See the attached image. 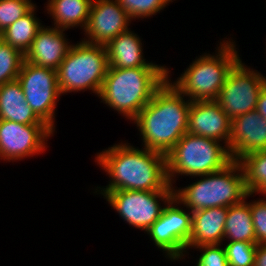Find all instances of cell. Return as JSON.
<instances>
[{
	"instance_id": "1",
	"label": "cell",
	"mask_w": 266,
	"mask_h": 266,
	"mask_svg": "<svg viewBox=\"0 0 266 266\" xmlns=\"http://www.w3.org/2000/svg\"><path fill=\"white\" fill-rule=\"evenodd\" d=\"M99 167L110 181L96 191L165 190L169 185L166 155L147 148L134 147L130 143H118L95 156Z\"/></svg>"
},
{
	"instance_id": "2",
	"label": "cell",
	"mask_w": 266,
	"mask_h": 266,
	"mask_svg": "<svg viewBox=\"0 0 266 266\" xmlns=\"http://www.w3.org/2000/svg\"><path fill=\"white\" fill-rule=\"evenodd\" d=\"M170 72L167 69L166 81L133 120L142 136L143 147L164 155L187 133L191 104L172 84Z\"/></svg>"
},
{
	"instance_id": "3",
	"label": "cell",
	"mask_w": 266,
	"mask_h": 266,
	"mask_svg": "<svg viewBox=\"0 0 266 266\" xmlns=\"http://www.w3.org/2000/svg\"><path fill=\"white\" fill-rule=\"evenodd\" d=\"M167 67L108 68L98 97L133 121L167 79Z\"/></svg>"
},
{
	"instance_id": "4",
	"label": "cell",
	"mask_w": 266,
	"mask_h": 266,
	"mask_svg": "<svg viewBox=\"0 0 266 266\" xmlns=\"http://www.w3.org/2000/svg\"><path fill=\"white\" fill-rule=\"evenodd\" d=\"M184 188H174V197L191 212L238 204L249 193L240 161H232L223 169L199 176ZM178 188V189H177Z\"/></svg>"
},
{
	"instance_id": "5",
	"label": "cell",
	"mask_w": 266,
	"mask_h": 266,
	"mask_svg": "<svg viewBox=\"0 0 266 266\" xmlns=\"http://www.w3.org/2000/svg\"><path fill=\"white\" fill-rule=\"evenodd\" d=\"M235 41H220L216 55L197 57L172 84L189 101L217 100L229 72L242 59Z\"/></svg>"
},
{
	"instance_id": "6",
	"label": "cell",
	"mask_w": 266,
	"mask_h": 266,
	"mask_svg": "<svg viewBox=\"0 0 266 266\" xmlns=\"http://www.w3.org/2000/svg\"><path fill=\"white\" fill-rule=\"evenodd\" d=\"M232 161L228 147L221 142L187 132L166 154L168 181L173 187L179 175L196 178L219 171Z\"/></svg>"
},
{
	"instance_id": "7",
	"label": "cell",
	"mask_w": 266,
	"mask_h": 266,
	"mask_svg": "<svg viewBox=\"0 0 266 266\" xmlns=\"http://www.w3.org/2000/svg\"><path fill=\"white\" fill-rule=\"evenodd\" d=\"M109 68L107 51L103 45L81 41L72 44L57 70L61 94L91 90L99 95Z\"/></svg>"
},
{
	"instance_id": "8",
	"label": "cell",
	"mask_w": 266,
	"mask_h": 266,
	"mask_svg": "<svg viewBox=\"0 0 266 266\" xmlns=\"http://www.w3.org/2000/svg\"><path fill=\"white\" fill-rule=\"evenodd\" d=\"M93 193L103 195L127 224L146 232L174 197V187L169 185L165 190L154 191L115 190ZM159 201L165 203L163 207Z\"/></svg>"
},
{
	"instance_id": "9",
	"label": "cell",
	"mask_w": 266,
	"mask_h": 266,
	"mask_svg": "<svg viewBox=\"0 0 266 266\" xmlns=\"http://www.w3.org/2000/svg\"><path fill=\"white\" fill-rule=\"evenodd\" d=\"M17 80L28 105L55 131V110L61 96L57 71L24 60Z\"/></svg>"
},
{
	"instance_id": "10",
	"label": "cell",
	"mask_w": 266,
	"mask_h": 266,
	"mask_svg": "<svg viewBox=\"0 0 266 266\" xmlns=\"http://www.w3.org/2000/svg\"><path fill=\"white\" fill-rule=\"evenodd\" d=\"M179 205L180 202L173 197L164 206L161 216L146 231L153 244L172 261L181 260L186 256V247L192 231V213L181 206L178 207Z\"/></svg>"
},
{
	"instance_id": "11",
	"label": "cell",
	"mask_w": 266,
	"mask_h": 266,
	"mask_svg": "<svg viewBox=\"0 0 266 266\" xmlns=\"http://www.w3.org/2000/svg\"><path fill=\"white\" fill-rule=\"evenodd\" d=\"M265 85L266 77L259 71L250 69L240 60L229 72L216 101L233 120L237 116L256 110L257 100Z\"/></svg>"
},
{
	"instance_id": "12",
	"label": "cell",
	"mask_w": 266,
	"mask_h": 266,
	"mask_svg": "<svg viewBox=\"0 0 266 266\" xmlns=\"http://www.w3.org/2000/svg\"><path fill=\"white\" fill-rule=\"evenodd\" d=\"M52 135L54 130L47 124L0 120V160L15 162L39 155L47 149L46 142Z\"/></svg>"
},
{
	"instance_id": "13",
	"label": "cell",
	"mask_w": 266,
	"mask_h": 266,
	"mask_svg": "<svg viewBox=\"0 0 266 266\" xmlns=\"http://www.w3.org/2000/svg\"><path fill=\"white\" fill-rule=\"evenodd\" d=\"M130 16L117 0H93L88 24L82 41L106 46L112 39L128 30Z\"/></svg>"
},
{
	"instance_id": "14",
	"label": "cell",
	"mask_w": 266,
	"mask_h": 266,
	"mask_svg": "<svg viewBox=\"0 0 266 266\" xmlns=\"http://www.w3.org/2000/svg\"><path fill=\"white\" fill-rule=\"evenodd\" d=\"M232 120L216 100L191 101L187 132L229 146ZM224 141V142H223Z\"/></svg>"
},
{
	"instance_id": "15",
	"label": "cell",
	"mask_w": 266,
	"mask_h": 266,
	"mask_svg": "<svg viewBox=\"0 0 266 266\" xmlns=\"http://www.w3.org/2000/svg\"><path fill=\"white\" fill-rule=\"evenodd\" d=\"M228 150L234 161H240L249 153L266 150V119L257 110L232 120Z\"/></svg>"
},
{
	"instance_id": "16",
	"label": "cell",
	"mask_w": 266,
	"mask_h": 266,
	"mask_svg": "<svg viewBox=\"0 0 266 266\" xmlns=\"http://www.w3.org/2000/svg\"><path fill=\"white\" fill-rule=\"evenodd\" d=\"M64 31L53 26H42L24 54V60L57 71L72 46Z\"/></svg>"
},
{
	"instance_id": "17",
	"label": "cell",
	"mask_w": 266,
	"mask_h": 266,
	"mask_svg": "<svg viewBox=\"0 0 266 266\" xmlns=\"http://www.w3.org/2000/svg\"><path fill=\"white\" fill-rule=\"evenodd\" d=\"M227 207H213L192 213V231L186 247L191 249L201 245L223 244Z\"/></svg>"
},
{
	"instance_id": "18",
	"label": "cell",
	"mask_w": 266,
	"mask_h": 266,
	"mask_svg": "<svg viewBox=\"0 0 266 266\" xmlns=\"http://www.w3.org/2000/svg\"><path fill=\"white\" fill-rule=\"evenodd\" d=\"M141 41L130 28L112 39L105 46L109 68L167 67L146 61Z\"/></svg>"
},
{
	"instance_id": "19",
	"label": "cell",
	"mask_w": 266,
	"mask_h": 266,
	"mask_svg": "<svg viewBox=\"0 0 266 266\" xmlns=\"http://www.w3.org/2000/svg\"><path fill=\"white\" fill-rule=\"evenodd\" d=\"M0 120H9L25 125L46 124L26 102L18 80L0 86Z\"/></svg>"
},
{
	"instance_id": "20",
	"label": "cell",
	"mask_w": 266,
	"mask_h": 266,
	"mask_svg": "<svg viewBox=\"0 0 266 266\" xmlns=\"http://www.w3.org/2000/svg\"><path fill=\"white\" fill-rule=\"evenodd\" d=\"M93 0H48L47 13L52 16L53 25L68 30L81 27L85 30Z\"/></svg>"
},
{
	"instance_id": "21",
	"label": "cell",
	"mask_w": 266,
	"mask_h": 266,
	"mask_svg": "<svg viewBox=\"0 0 266 266\" xmlns=\"http://www.w3.org/2000/svg\"><path fill=\"white\" fill-rule=\"evenodd\" d=\"M252 195L248 193L243 201L228 207L223 241L228 239V241L256 242L250 202L245 201Z\"/></svg>"
},
{
	"instance_id": "22",
	"label": "cell",
	"mask_w": 266,
	"mask_h": 266,
	"mask_svg": "<svg viewBox=\"0 0 266 266\" xmlns=\"http://www.w3.org/2000/svg\"><path fill=\"white\" fill-rule=\"evenodd\" d=\"M36 7L35 5L28 13L0 33L2 40L19 49L23 54L30 48L38 30L43 26L39 18L34 16Z\"/></svg>"
},
{
	"instance_id": "23",
	"label": "cell",
	"mask_w": 266,
	"mask_h": 266,
	"mask_svg": "<svg viewBox=\"0 0 266 266\" xmlns=\"http://www.w3.org/2000/svg\"><path fill=\"white\" fill-rule=\"evenodd\" d=\"M240 162L248 192L266 195V150L249 153Z\"/></svg>"
},
{
	"instance_id": "24",
	"label": "cell",
	"mask_w": 266,
	"mask_h": 266,
	"mask_svg": "<svg viewBox=\"0 0 266 266\" xmlns=\"http://www.w3.org/2000/svg\"><path fill=\"white\" fill-rule=\"evenodd\" d=\"M24 54L0 38V86L17 80Z\"/></svg>"
},
{
	"instance_id": "25",
	"label": "cell",
	"mask_w": 266,
	"mask_h": 266,
	"mask_svg": "<svg viewBox=\"0 0 266 266\" xmlns=\"http://www.w3.org/2000/svg\"><path fill=\"white\" fill-rule=\"evenodd\" d=\"M256 242L229 241L224 246L228 266H254Z\"/></svg>"
},
{
	"instance_id": "26",
	"label": "cell",
	"mask_w": 266,
	"mask_h": 266,
	"mask_svg": "<svg viewBox=\"0 0 266 266\" xmlns=\"http://www.w3.org/2000/svg\"><path fill=\"white\" fill-rule=\"evenodd\" d=\"M131 20L149 18L160 13L173 0H117ZM175 1V0H174Z\"/></svg>"
},
{
	"instance_id": "27",
	"label": "cell",
	"mask_w": 266,
	"mask_h": 266,
	"mask_svg": "<svg viewBox=\"0 0 266 266\" xmlns=\"http://www.w3.org/2000/svg\"><path fill=\"white\" fill-rule=\"evenodd\" d=\"M34 6L32 0H0V33Z\"/></svg>"
},
{
	"instance_id": "28",
	"label": "cell",
	"mask_w": 266,
	"mask_h": 266,
	"mask_svg": "<svg viewBox=\"0 0 266 266\" xmlns=\"http://www.w3.org/2000/svg\"><path fill=\"white\" fill-rule=\"evenodd\" d=\"M202 253L196 260V266H228L226 253L221 244H210L193 247Z\"/></svg>"
},
{
	"instance_id": "29",
	"label": "cell",
	"mask_w": 266,
	"mask_h": 266,
	"mask_svg": "<svg viewBox=\"0 0 266 266\" xmlns=\"http://www.w3.org/2000/svg\"><path fill=\"white\" fill-rule=\"evenodd\" d=\"M256 244H266V199L250 202Z\"/></svg>"
},
{
	"instance_id": "30",
	"label": "cell",
	"mask_w": 266,
	"mask_h": 266,
	"mask_svg": "<svg viewBox=\"0 0 266 266\" xmlns=\"http://www.w3.org/2000/svg\"><path fill=\"white\" fill-rule=\"evenodd\" d=\"M254 266H266V244H257Z\"/></svg>"
},
{
	"instance_id": "31",
	"label": "cell",
	"mask_w": 266,
	"mask_h": 266,
	"mask_svg": "<svg viewBox=\"0 0 266 266\" xmlns=\"http://www.w3.org/2000/svg\"><path fill=\"white\" fill-rule=\"evenodd\" d=\"M256 110L266 119V85L262 88L259 98L257 100Z\"/></svg>"
}]
</instances>
